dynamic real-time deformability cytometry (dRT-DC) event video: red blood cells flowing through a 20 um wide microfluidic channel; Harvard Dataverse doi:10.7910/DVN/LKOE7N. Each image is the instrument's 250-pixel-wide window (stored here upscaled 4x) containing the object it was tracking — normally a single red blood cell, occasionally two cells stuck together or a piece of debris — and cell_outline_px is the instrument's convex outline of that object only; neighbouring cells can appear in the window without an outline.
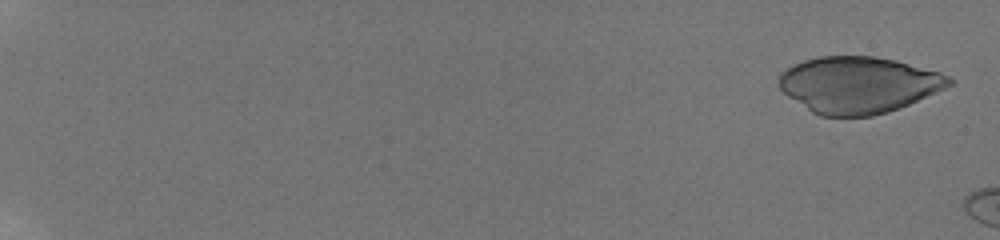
{"species": "human", "species_latin": "Homo sapiens", "temperature_condition": "room temperature", "stored_images_in_passage": 11, "camera_frame_rate_fps": 3000, "um_per_image_px": 0.085, "donor": {"sex": "male"}, "frame": {"image": 1, "passage_image": 2, "time_ms": 0.333, "image_size_px": [1000, 240], "cell_outline_px": [[956, 84], [908, 104], [888, 112], [872, 116], [820, 116], [812, 112], [788, 96], [780, 88], [780, 72], [792, 64], [804, 60], [820, 56], [872, 56], [896, 60], [940, 72], [956, 80]], "centroid_in_image_um": [73.0, 7.2], "position_along_channel_um": 12.0, "area_um2": 56.07}}